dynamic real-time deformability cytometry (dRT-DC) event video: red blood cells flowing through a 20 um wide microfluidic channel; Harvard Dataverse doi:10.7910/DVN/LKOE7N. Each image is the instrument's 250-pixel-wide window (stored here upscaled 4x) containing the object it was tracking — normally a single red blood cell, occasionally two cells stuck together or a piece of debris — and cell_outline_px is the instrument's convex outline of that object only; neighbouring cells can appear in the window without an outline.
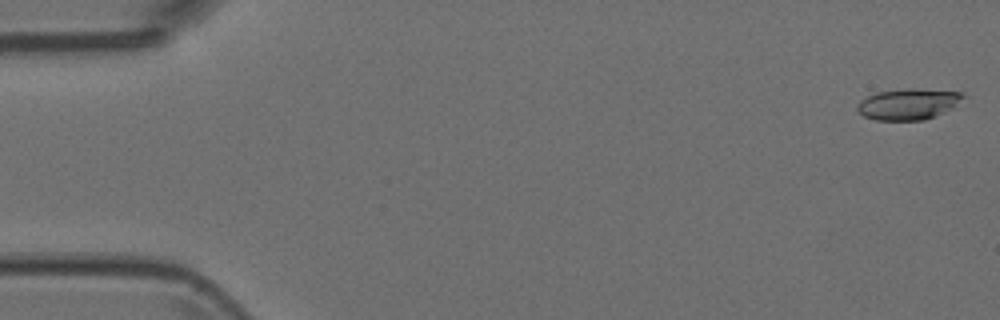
{"species": "Egyptian fruit bat (a non-hibernating species)", "species_latin": "Rousettus aegyptiacus", "temperature_condition": "room temperature", "stored_images_in_passage": 5, "camera_frame_rate_fps": 3000, "um_per_image_px": 0.085, "animal": {"sex": "female"}, "frame": {"image": 1, "passage_image": 1, "time_ms": 0.0, "image_size_px": [1000, 320], "cell_outline_px": [[968, 96], [948, 108], [924, 120], [876, 120], [864, 116], [856, 108], [860, 100], [876, 92], [908, 88], [912, 88], [964, 92]], "centroid_in_image_um": [77.18, 8.83], "position_along_channel_um": 7.8, "area_um2": 18.84}}
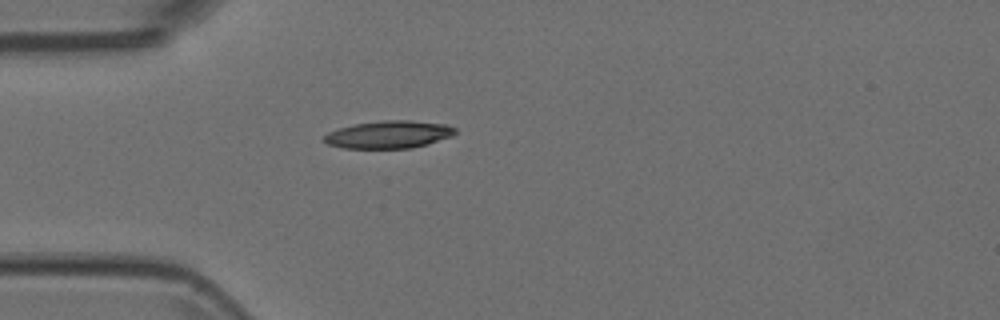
{"frame": {"image": 2, "passage_image": 5, "time_ms": 1.333, "image_size_px": [1000, 320], "cell_outline_px": [[456, 132], [452, 136], [412, 148], [344, 148], [328, 144], [320, 140], [328, 132], [340, 128], [356, 124], [384, 120], [408, 120], [448, 124], [456, 128]], "centroid_in_image_um": [33.04, 11.43], "position_along_channel_um": 52.0, "area_um2": 20.98}}